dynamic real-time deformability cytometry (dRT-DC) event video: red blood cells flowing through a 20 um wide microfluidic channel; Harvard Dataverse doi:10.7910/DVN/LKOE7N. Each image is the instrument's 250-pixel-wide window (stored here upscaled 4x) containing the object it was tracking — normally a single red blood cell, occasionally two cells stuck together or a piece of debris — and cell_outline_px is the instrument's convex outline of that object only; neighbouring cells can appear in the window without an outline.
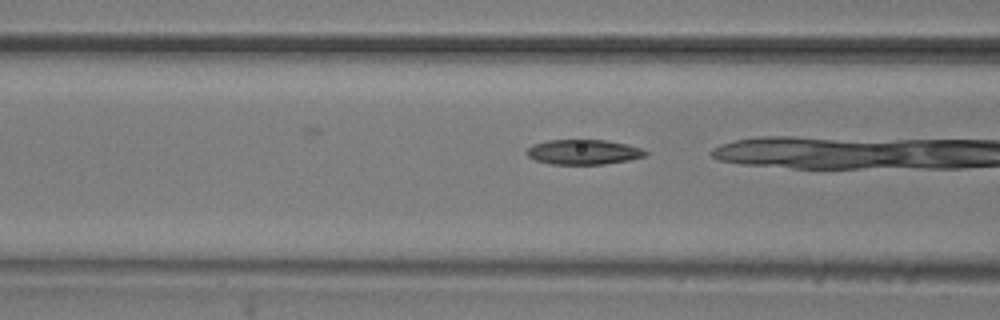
{"species": "common noctule bat (a hibernating species)", "species_latin": "Nyctalus noctula", "temperature_condition": "room temperature", "stored_images_in_passage": 5, "camera_frame_rate_fps": 3000, "um_per_image_px": 0.085, "animal": {"sex": "male", "body_mass_g": 20.5, "forearm_length_mm": 52.5}, "frame": {"image": 1, "passage_image": 3, "time_ms": 0.667, "image_size_px": [1000, 320], "cell_outline_px": [[648, 152], [644, 156], [628, 160], [604, 164], [552, 164], [536, 160], [528, 156], [524, 152], [532, 144], [548, 140], [604, 140], [624, 144], [640, 148]], "centroid_in_image_um": [49.54, 12.92], "position_along_channel_um": 117.1, "area_um2": 17.05}}